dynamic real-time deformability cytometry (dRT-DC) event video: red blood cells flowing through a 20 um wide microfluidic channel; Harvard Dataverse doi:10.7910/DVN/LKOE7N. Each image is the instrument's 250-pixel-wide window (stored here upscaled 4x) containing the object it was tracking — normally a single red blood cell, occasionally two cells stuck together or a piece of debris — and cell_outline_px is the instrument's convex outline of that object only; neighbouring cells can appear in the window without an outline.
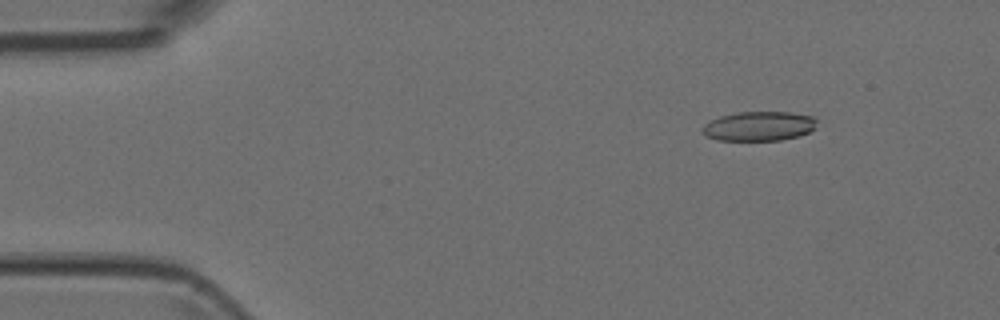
{"species": "Egyptian fruit bat (a non-hibernating species)", "species_latin": "Rousettus aegyptiacus", "temperature_condition": "room temperature", "stored_images_in_passage": 4, "camera_frame_rate_fps": 3000, "um_per_image_px": 0.085, "animal": {"sex": "female"}, "frame": {"image": 1, "passage_image": 2, "time_ms": 0.333, "image_size_px": [1000, 320], "cell_outline_px": [[820, 120], [816, 128], [800, 136], [780, 140], [716, 140], [708, 136], [704, 132], [704, 124], [720, 116], [736, 112], [792, 112], [812, 116]], "centroid_in_image_um": [64.6, 10.71], "position_along_channel_um": 20.4, "area_um2": 19.71}}